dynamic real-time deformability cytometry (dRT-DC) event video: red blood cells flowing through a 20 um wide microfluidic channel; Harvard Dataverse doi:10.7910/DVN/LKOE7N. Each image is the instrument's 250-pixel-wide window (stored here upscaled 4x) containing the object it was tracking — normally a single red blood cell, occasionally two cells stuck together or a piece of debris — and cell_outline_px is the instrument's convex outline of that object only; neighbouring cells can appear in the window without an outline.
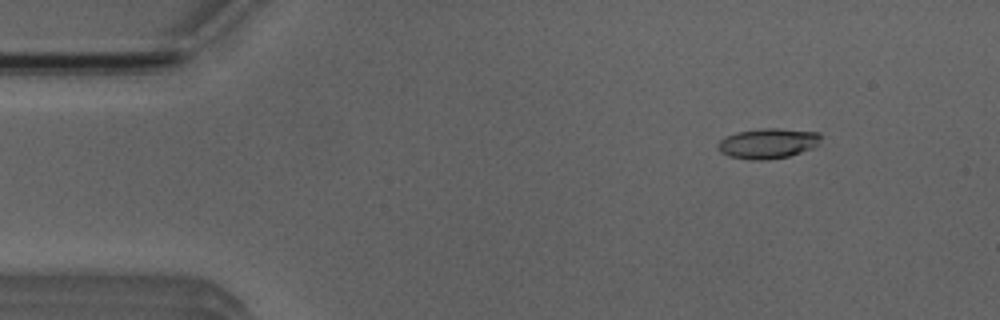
{"species": "Egyptian fruit bat (a non-hibernating species)", "species_latin": "Rousettus aegyptiacus", "temperature_condition": "room temperature", "stored_images_in_passage": 6, "camera_frame_rate_fps": 3000, "um_per_image_px": 0.085, "animal": {"sex": "male"}, "frame": {"image": 1, "passage_image": 2, "time_ms": 1.333, "image_size_px": [1000, 320], "cell_outline_px": [[820, 144], [812, 148], [788, 156], [768, 160], [752, 160], [728, 156], [720, 152], [716, 148], [716, 144], [720, 140], [736, 132], [760, 128], [776, 128], [820, 132]], "centroid_in_image_um": [65.25, 12.19], "position_along_channel_um": 19.7, "area_um2": 18.26}}